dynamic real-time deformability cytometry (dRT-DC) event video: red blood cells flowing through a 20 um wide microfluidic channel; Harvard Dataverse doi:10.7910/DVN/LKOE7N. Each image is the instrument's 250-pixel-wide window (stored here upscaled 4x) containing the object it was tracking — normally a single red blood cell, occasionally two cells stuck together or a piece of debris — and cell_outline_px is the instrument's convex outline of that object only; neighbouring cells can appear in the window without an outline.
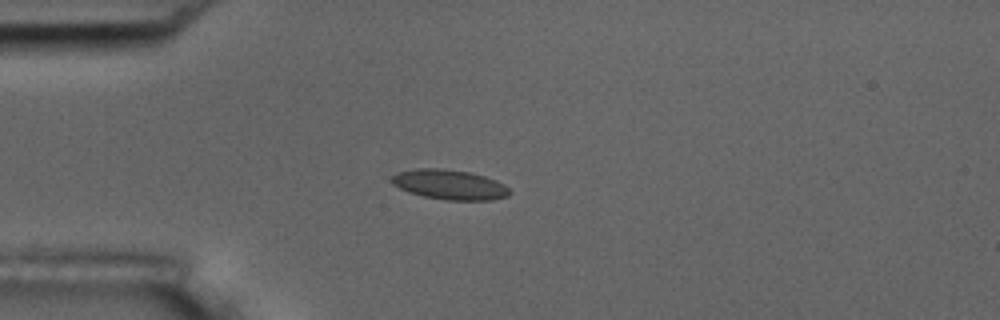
{"species": "common noctule bat (a hibernating species)", "species_latin": "Nyctalus noctula", "temperature_condition": "room temperature", "stored_images_in_passage": 10, "camera_frame_rate_fps": 3000, "um_per_image_px": 0.085, "animal": {"sex": "male", "body_mass_g": 17.5, "forearm_length_mm": 52.3}, "frame": {"image": 1, "passage_image": 4, "time_ms": 3.667, "image_size_px": [1000, 320], "cell_outline_px": [[512, 192], [508, 196], [492, 200], [448, 200], [424, 196], [408, 192], [392, 184], [392, 176], [396, 172], [420, 168], [444, 168], [472, 172], [496, 180], [504, 184]], "centroid_in_image_um": [38.24, 15.68], "position_along_channel_um": 46.8, "area_um2": 20.63}}
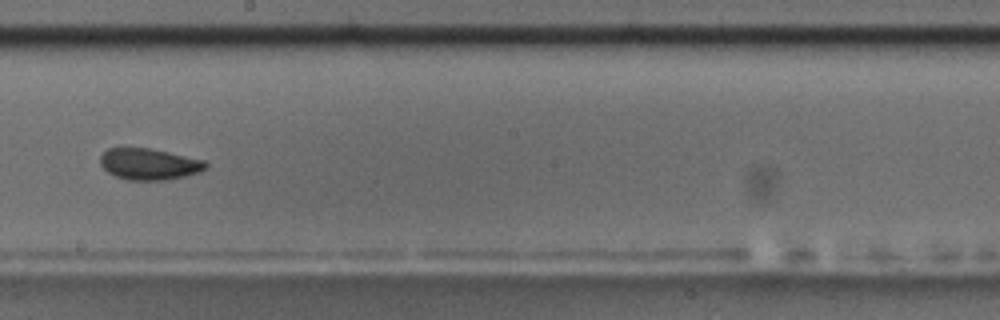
{"frame": {"image": 2, "passage_image": 9, "time_ms": 9.333, "image_size_px": [1000, 320], "cell_outline_px": [[208, 168], [200, 172], [184, 176], [164, 180], [128, 180], [116, 176], [108, 172], [100, 164], [100, 156], [108, 148], [148, 148], [168, 152], [204, 160], [208, 164]], "centroid_in_image_um": [12.69, 13.95], "position_along_channel_um": 235.5, "area_um2": 19.19}}